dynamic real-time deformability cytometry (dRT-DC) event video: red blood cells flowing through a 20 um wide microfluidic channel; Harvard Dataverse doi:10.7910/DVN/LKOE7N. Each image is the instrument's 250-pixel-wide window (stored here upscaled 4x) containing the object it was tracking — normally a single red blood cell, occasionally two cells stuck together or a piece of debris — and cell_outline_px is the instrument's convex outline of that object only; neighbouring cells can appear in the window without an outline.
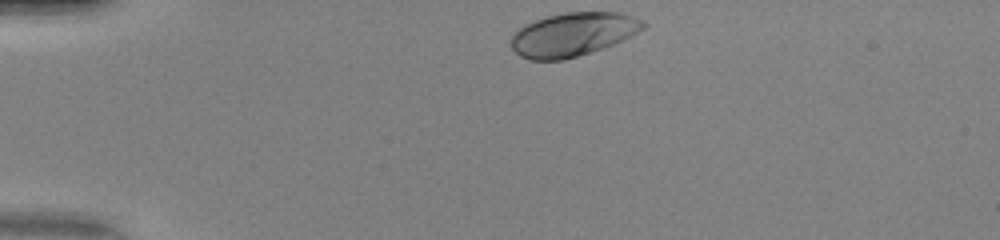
{"species": "human", "species_latin": "Homo sapiens", "temperature_condition": "warm", "stored_images_in_passage": 32, "camera_frame_rate_fps": 3000, "um_per_image_px": 0.085, "donor": {"sex": "female"}, "frame": {"image": 1, "passage_image": 1, "time_ms": 0.0, "image_size_px": [1000, 240], "cell_outline_px": [[648, 24], [644, 28], [624, 40], [604, 48], [564, 60], [528, 60], [520, 56], [512, 48], [512, 36], [524, 24], [548, 16], [568, 12], [620, 12], [644, 20]], "centroid_in_image_um": [48.74, 2.93], "position_along_channel_um": 36.3, "area_um2": 33.58}}
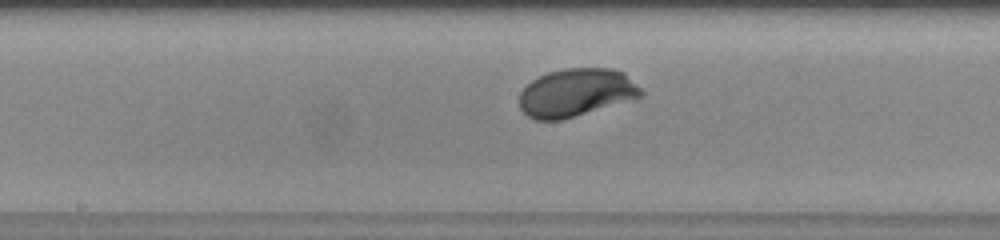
{"frame": {"image": 2, "passage_image": 17, "time_ms": 5.333, "image_size_px": [1000, 240], "cell_outline_px": [[644, 92], [640, 96], [560, 120], [532, 120], [520, 108], [520, 92], [532, 80], [548, 72], [564, 68], [612, 68], [624, 72]], "centroid_in_image_um": [48.93, 7.85], "position_along_channel_um": 199.3, "area_um2": 33.47}}
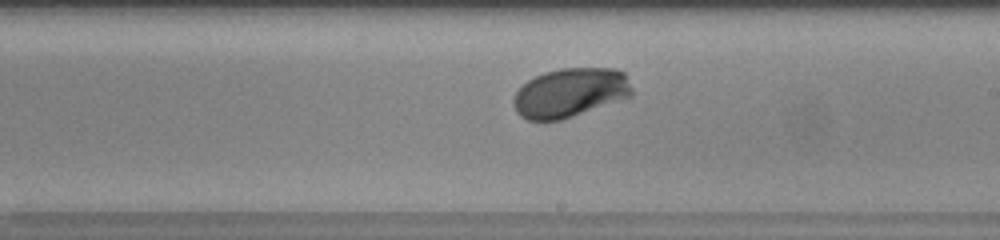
{"frame": {"image": 3, "passage_image": 20, "time_ms": 6.333, "image_size_px": [1000, 240], "cell_outline_px": [[632, 96], [560, 120], [528, 120], [520, 116], [516, 112], [512, 100], [516, 92], [528, 80], [544, 72], [560, 68], [616, 68], [624, 72], [632, 88]], "centroid_in_image_um": [48.46, 7.87], "position_along_channel_um": 240.5, "area_um2": 33.81}, "authors_computed_cell_mechanics": {"area_um2": 33.2639, "velocity_mm_per_s": 4.1456, "shape_relaxation_time_tau1_ms": 1.2704, "shape_relaxation_time_tau2_ms": null, "deformation_change_tau1": 0.128, "deformation_change_tau2": null}}